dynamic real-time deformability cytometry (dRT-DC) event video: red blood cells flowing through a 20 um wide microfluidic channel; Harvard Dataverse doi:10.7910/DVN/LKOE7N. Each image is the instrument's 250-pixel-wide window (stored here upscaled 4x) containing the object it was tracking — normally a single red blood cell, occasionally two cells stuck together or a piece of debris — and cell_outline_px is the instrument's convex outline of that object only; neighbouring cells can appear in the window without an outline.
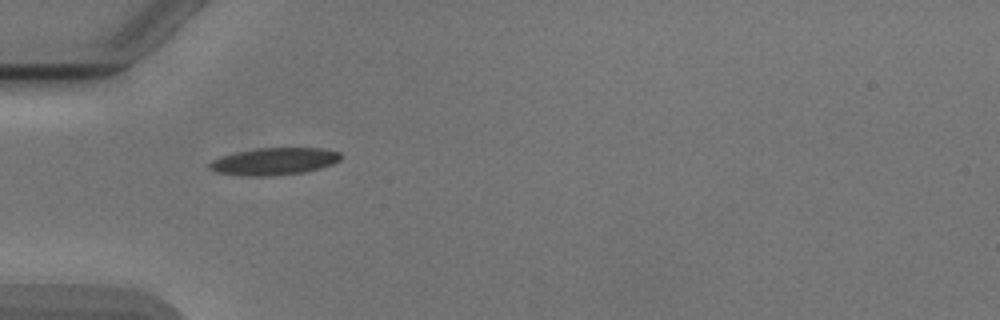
{"species": "Egyptian fruit bat (a non-hibernating species)", "species_latin": "Rousettus aegyptiacus", "temperature_condition": "cold", "stored_images_in_passage": 2, "camera_frame_rate_fps": 3000, "um_per_image_px": 0.085, "animal": {"sex": "male"}, "frame": {"image": 1, "passage_image": 1, "time_ms": 0.0, "image_size_px": [1000, 320], "cell_outline_px": [[340, 160], [332, 164], [304, 172], [264, 176], [248, 176], [216, 172], [208, 168], [208, 164], [212, 160], [220, 156], [236, 152], [256, 148], [320, 148], [340, 152]], "centroid_in_image_um": [23.26, 13.71], "position_along_channel_um": 61.7, "area_um2": 20.63}}
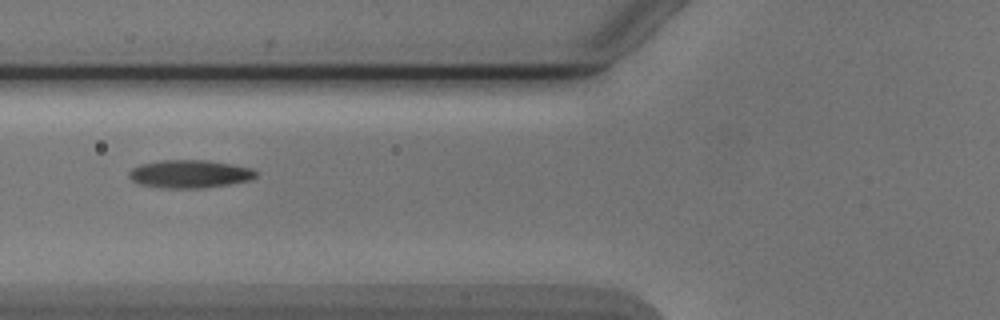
{"frame": {"image": 2, "passage_image": 2, "time_ms": 1.333, "image_size_px": [1000, 320], "cell_outline_px": [[256, 176], [252, 180], [204, 188], [160, 188], [140, 184], [132, 180], [128, 176], [128, 172], [132, 168], [140, 164], [160, 160], [208, 160], [232, 164], [252, 168], [256, 172]], "centroid_in_image_um": [16.11, 14.78], "position_along_channel_um": 109.7, "area_um2": 20.87}}